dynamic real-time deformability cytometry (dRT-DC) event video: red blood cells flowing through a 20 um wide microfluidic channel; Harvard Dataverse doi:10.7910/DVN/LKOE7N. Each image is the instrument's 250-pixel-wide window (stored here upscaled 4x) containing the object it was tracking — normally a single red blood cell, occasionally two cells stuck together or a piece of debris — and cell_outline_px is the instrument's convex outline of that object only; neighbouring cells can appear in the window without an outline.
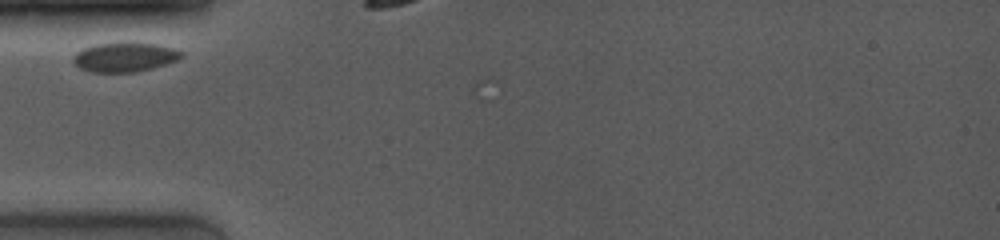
{"species": "common noctule bat (a hibernating species)", "species_latin": "Nyctalus noctula", "temperature_condition": "room temperature", "stored_images_in_passage": 4, "camera_frame_rate_fps": 4000, "um_per_image_px": 0.085, "animal": {"sex": "female", "body_mass_g": 19.0, "forearm_length_mm": 53.3}, "frame": {"image": 1, "passage_image": 3, "time_ms": 0.5, "image_size_px": [1000, 240], "cell_outline_px": [[184, 56], [176, 60], [152, 68], [136, 72], [92, 72], [80, 68], [72, 60], [72, 56], [76, 52], [84, 48], [96, 44], [156, 44], [172, 48], [184, 52]], "centroid_in_image_um": [10.58, 4.88], "position_along_channel_um": 74.4, "area_um2": 18.03}}